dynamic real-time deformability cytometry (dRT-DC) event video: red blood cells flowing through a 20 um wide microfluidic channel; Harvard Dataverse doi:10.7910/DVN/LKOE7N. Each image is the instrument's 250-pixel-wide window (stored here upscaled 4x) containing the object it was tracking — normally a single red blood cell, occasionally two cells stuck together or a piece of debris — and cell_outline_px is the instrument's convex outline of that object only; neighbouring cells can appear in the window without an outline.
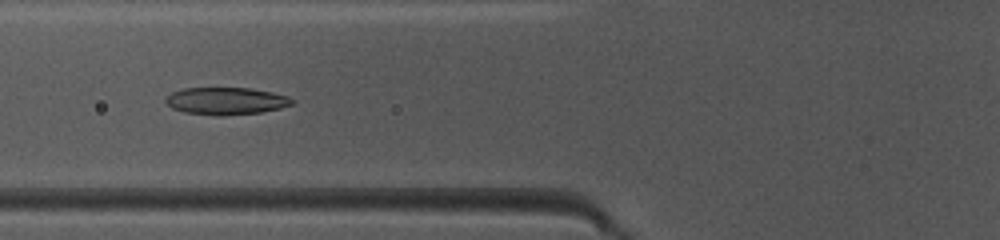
{"species": "common noctule bat (a hibernating species)", "species_latin": "Nyctalus noctula", "temperature_condition": "warm", "stored_images_in_passage": 45, "camera_frame_rate_fps": 3000, "um_per_image_px": 0.085, "animal": {"sex": "female", "body_mass_g": 10.0, "forearm_length_mm": 53.1}, "frame": {"image": 1, "passage_image": 15, "time_ms": 4.667, "image_size_px": [1000, 240], "cell_outline_px": [[296, 100], [292, 104], [280, 108], [260, 112], [224, 116], [220, 116], [184, 112], [172, 108], [164, 100], [172, 92], [184, 88], [252, 88], [288, 96]], "centroid_in_image_um": [19.22, 8.58], "position_along_channel_um": 106.6, "area_um2": 20.06}}
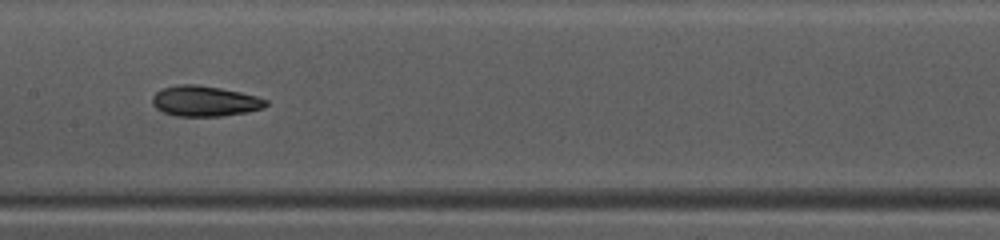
{"frame": {"image": 2, "passage_image": 21, "time_ms": 6.667, "image_size_px": [1000, 240], "cell_outline_px": [[268, 104], [264, 108], [248, 112], [220, 116], [176, 116], [164, 112], [156, 108], [152, 104], [152, 96], [156, 92], [164, 88], [180, 84], [196, 84], [220, 88], [240, 92], [256, 96], [268, 100]], "centroid_in_image_um": [17.42, 8.6], "position_along_channel_um": 190.0, "area_um2": 20.17}}
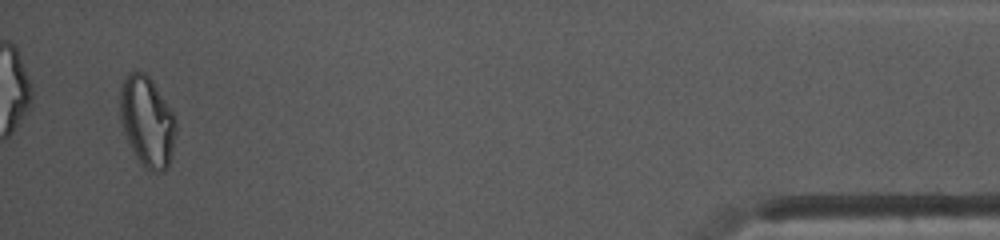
{"frame": {"image": 3, "passage_image": 43, "time_ms": 14.0, "image_size_px": [1000, 240], "cell_outline_px": [[176, 132], [168, 164], [160, 172], [152, 172], [140, 164], [124, 132], [120, 120], [120, 88], [124, 76], [128, 72], [144, 72], [152, 80], [172, 112], [176, 120]], "centroid_in_image_um": [12.48, 10.29], "position_along_channel_um": 422.7, "area_um2": 29.07}, "authors_computed_cell_mechanics": {"area_um2": 20.6346, "velocity_mm_per_s": 4.1349, "shape_relaxation_time_tau1_ms": 9.6928, "shape_relaxation_time_tau2_ms": 2.902, "deformation_change_tau1": 0.2568, "deformation_change_tau2": 0.0956}}